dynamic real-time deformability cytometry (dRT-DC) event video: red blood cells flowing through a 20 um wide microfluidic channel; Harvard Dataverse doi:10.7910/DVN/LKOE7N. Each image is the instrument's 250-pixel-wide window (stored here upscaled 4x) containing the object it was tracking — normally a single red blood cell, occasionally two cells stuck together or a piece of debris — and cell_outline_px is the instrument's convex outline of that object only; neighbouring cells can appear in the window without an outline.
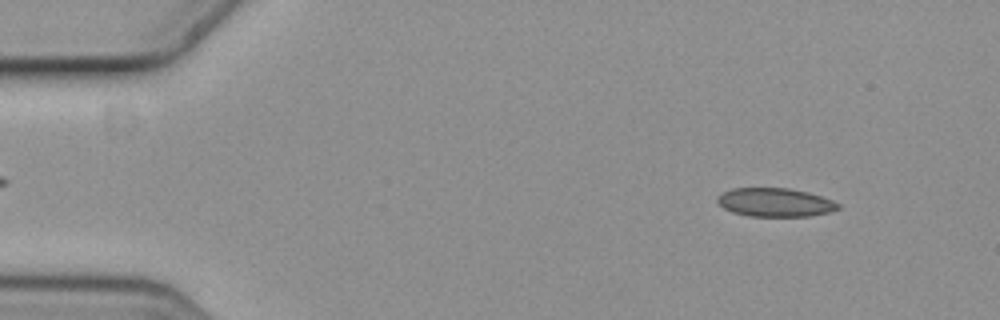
{"species": "common noctule bat (a hibernating species)", "species_latin": "Nyctalus noctula", "temperature_condition": "cold", "stored_images_in_passage": 5, "camera_frame_rate_fps": 3000, "um_per_image_px": 0.085, "animal": {"sex": "female", "body_mass_g": 19.3, "forearm_length_mm": 54.1}, "frame": {"image": 1, "passage_image": 1, "time_ms": 0.0, "image_size_px": [1000, 320], "cell_outline_px": [[840, 208], [828, 212], [808, 216], [748, 216], [732, 212], [724, 208], [716, 200], [716, 196], [732, 188], [788, 188], [808, 192], [832, 200], [840, 204]], "centroid_in_image_um": [65.86, 17.2], "position_along_channel_um": 19.1, "area_um2": 20.06}}
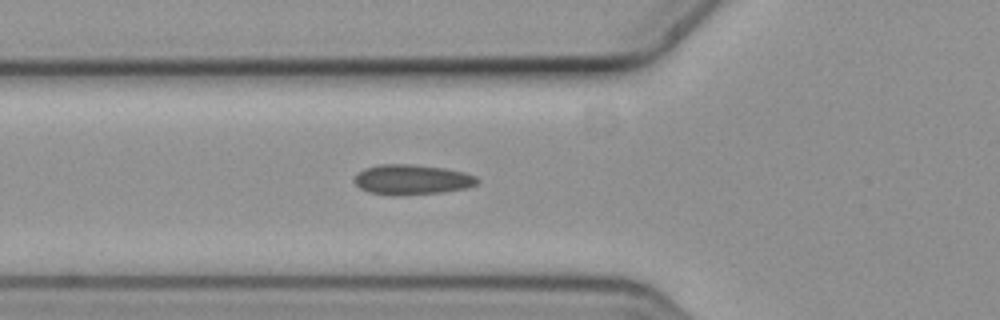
{"frame": {"image": 2, "passage_image": 5, "time_ms": 1.333, "image_size_px": [1000, 320], "cell_outline_px": [[480, 180], [476, 184], [468, 188], [444, 192], [400, 196], [392, 196], [368, 192], [360, 188], [352, 180], [352, 176], [364, 168], [380, 164], [412, 164], [444, 168], [464, 172], [476, 176]], "centroid_in_image_um": [34.98, 15.28], "position_along_channel_um": 90.8, "area_um2": 22.02}}